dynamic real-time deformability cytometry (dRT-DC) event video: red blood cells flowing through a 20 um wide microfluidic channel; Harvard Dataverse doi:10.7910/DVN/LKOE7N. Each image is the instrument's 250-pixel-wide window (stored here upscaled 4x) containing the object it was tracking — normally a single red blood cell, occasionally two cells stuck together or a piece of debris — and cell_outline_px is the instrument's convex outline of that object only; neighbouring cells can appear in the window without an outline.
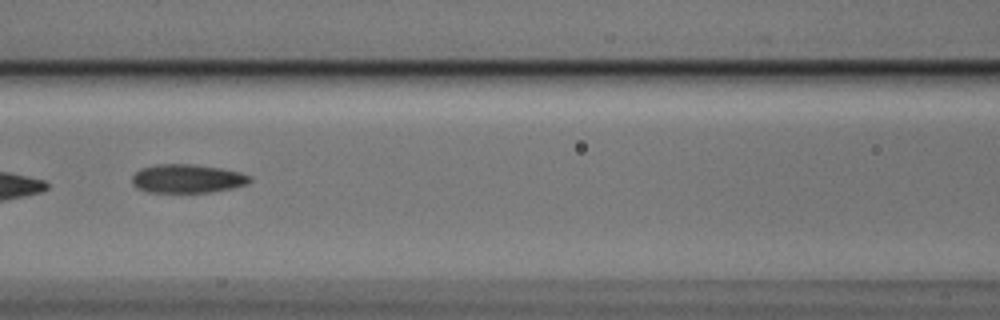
{"species": "Egyptian fruit bat (a non-hibernating species)", "species_latin": "Rousettus aegyptiacus", "temperature_condition": "cold", "stored_images_in_passage": 9, "camera_frame_rate_fps": 3000, "um_per_image_px": 0.085, "animal": {"sex": "male"}, "frame": {"image": 1, "passage_image": 7, "time_ms": 2.0, "image_size_px": [1000, 320], "cell_outline_px": [[252, 180], [248, 184], [232, 188], [212, 192], [148, 192], [136, 188], [132, 184], [132, 176], [140, 168], [156, 164], [192, 164], [220, 168], [240, 172], [252, 176]], "centroid_in_image_um": [15.92, 15.18], "position_along_channel_um": 150.7, "area_um2": 19.83}}
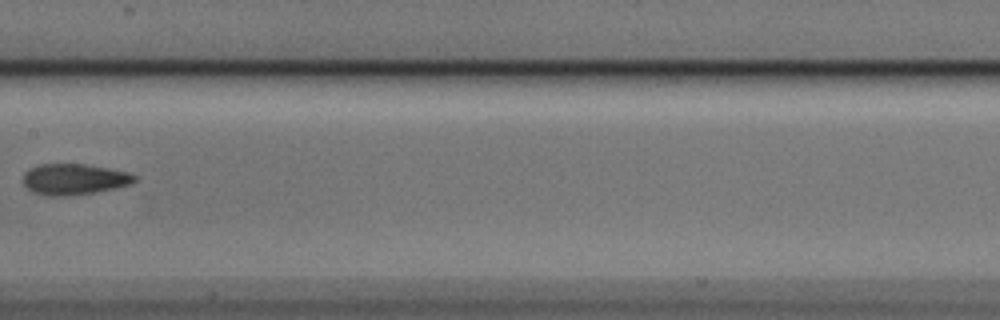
{"frame": {"image": 2, "passage_image": 8, "time_ms": 2.333, "image_size_px": [1000, 320], "cell_outline_px": [[136, 180], [132, 184], [116, 188], [68, 196], [44, 196], [32, 192], [24, 184], [24, 172], [40, 164], [84, 164], [108, 168], [124, 172], [136, 176]], "centroid_in_image_um": [6.28, 15.24], "position_along_channel_um": 201.1, "area_um2": 19.94}}
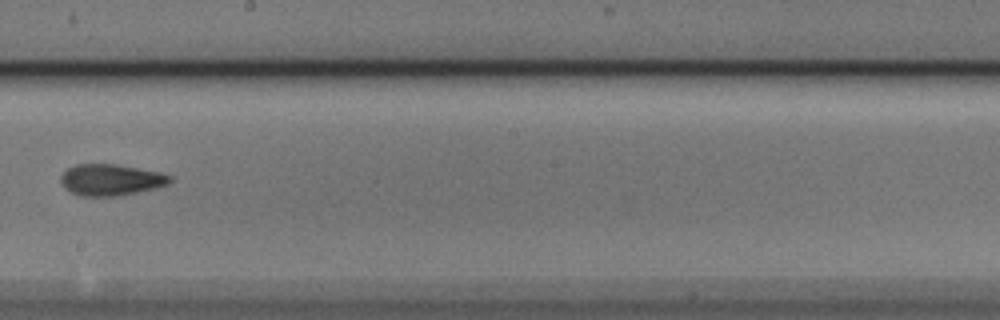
{"frame": {"image": 3, "passage_image": 9, "time_ms": 2.667, "image_size_px": [1000, 320], "cell_outline_px": [[172, 180], [168, 184], [156, 188], [116, 196], [80, 196], [64, 188], [60, 180], [60, 176], [68, 168], [76, 164], [116, 164], [160, 172], [172, 176]], "centroid_in_image_um": [9.42, 15.28], "position_along_channel_um": 238.8, "area_um2": 19.94}}